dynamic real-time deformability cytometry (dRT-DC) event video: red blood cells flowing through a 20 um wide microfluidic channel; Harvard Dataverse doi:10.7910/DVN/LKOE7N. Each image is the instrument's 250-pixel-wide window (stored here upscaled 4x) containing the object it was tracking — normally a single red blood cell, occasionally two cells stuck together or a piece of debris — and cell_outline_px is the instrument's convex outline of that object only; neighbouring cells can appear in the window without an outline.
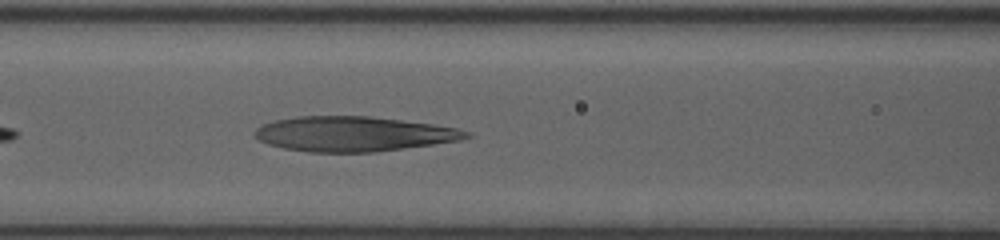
{"species": "human", "species_latin": "Homo sapiens", "temperature_condition": "room temperature", "stored_images_in_passage": 35, "camera_frame_rate_fps": 3000, "um_per_image_px": 0.085, "donor": {"sex": "female"}, "frame": {"image": 1, "passage_image": 7, "time_ms": 2.0, "image_size_px": [1000, 240], "cell_outline_px": [[472, 136], [460, 140], [404, 148], [372, 152], [308, 152], [284, 148], [268, 144], [260, 140], [252, 132], [256, 128], [272, 120], [296, 116], [368, 116], [432, 124], [456, 128], [472, 132]], "centroid_in_image_um": [30.02, 11.38], "position_along_channel_um": 136.6, "area_um2": 42.89}}
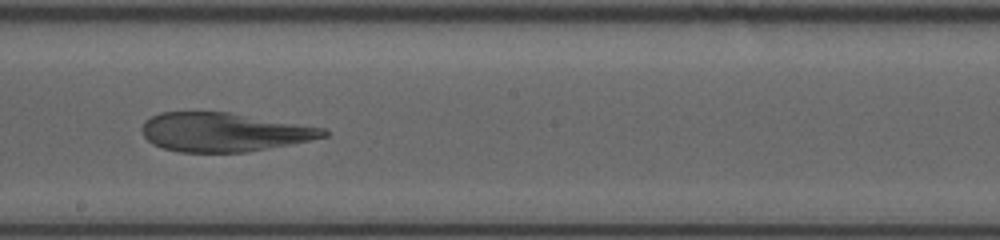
{"frame": {"image": 2, "passage_image": 14, "time_ms": 4.333, "image_size_px": [1000, 240], "cell_outline_px": [[328, 136], [288, 144], [244, 152], [180, 152], [164, 148], [152, 144], [144, 136], [140, 128], [144, 120], [160, 112], [228, 112], [324, 128], [328, 132]], "centroid_in_image_um": [18.96, 11.22], "position_along_channel_um": 229.2, "area_um2": 40.69}}
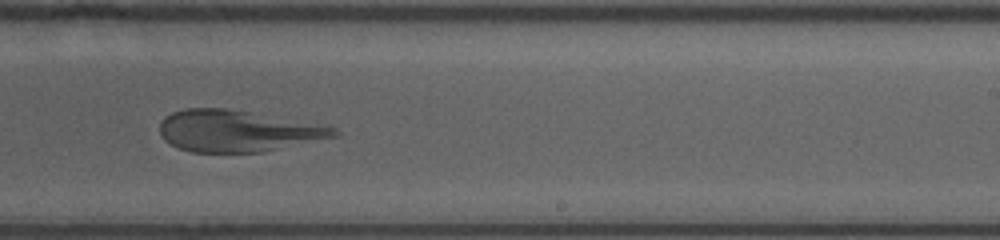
{"frame": {"image": 3, "passage_image": 17, "time_ms": 5.333, "image_size_px": [1000, 240], "cell_outline_px": [[340, 136], [264, 152], [192, 152], [180, 148], [164, 140], [160, 132], [160, 120], [164, 116], [172, 112], [184, 108], [224, 108], [248, 112], [336, 128], [340, 132]], "centroid_in_image_um": [20.15, 11.14], "position_along_channel_um": 268.8, "area_um2": 41.85}}